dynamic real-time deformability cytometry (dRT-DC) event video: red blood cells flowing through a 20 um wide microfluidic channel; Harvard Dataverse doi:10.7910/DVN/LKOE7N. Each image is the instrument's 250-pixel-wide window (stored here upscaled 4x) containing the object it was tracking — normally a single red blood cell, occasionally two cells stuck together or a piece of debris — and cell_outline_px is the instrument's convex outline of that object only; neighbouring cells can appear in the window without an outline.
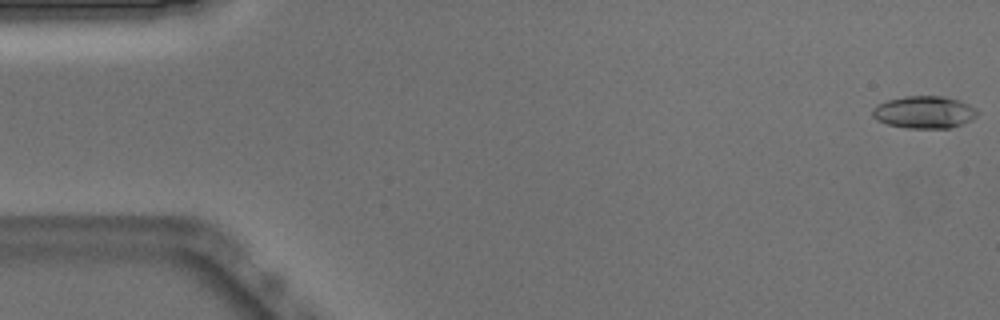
{"species": "Egyptian fruit bat (a non-hibernating species)", "species_latin": "Rousettus aegyptiacus", "temperature_condition": "warm", "stored_images_in_passage": 51, "camera_frame_rate_fps": 3000, "um_per_image_px": 0.085, "animal": {"sex": "male"}, "frame": {"image": 1, "passage_image": 1, "time_ms": 0.0, "image_size_px": [1000, 320], "cell_outline_px": [[980, 112], [972, 120], [948, 128], [908, 128], [888, 124], [876, 120], [872, 116], [872, 108], [876, 104], [888, 100], [904, 96], [944, 96], [960, 100], [976, 108]], "centroid_in_image_um": [78.56, 9.52], "position_along_channel_um": 6.4, "area_um2": 19.88}}
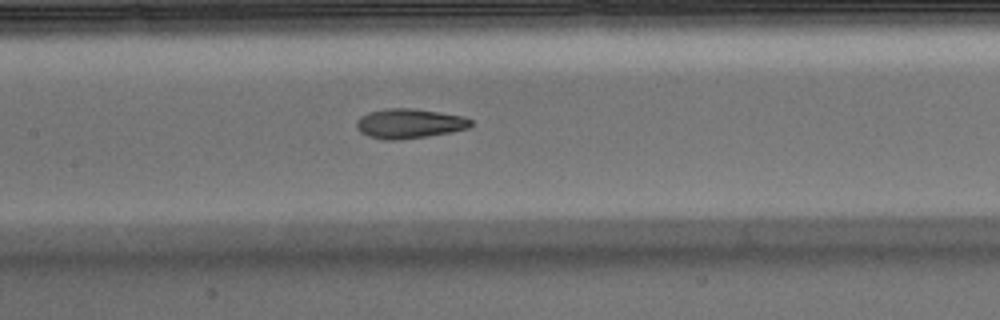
{"frame": {"image": 2, "passage_image": 24, "time_ms": 7.667, "image_size_px": [1000, 320], "cell_outline_px": [[472, 124], [468, 128], [428, 136], [400, 140], [384, 140], [368, 136], [360, 132], [356, 128], [356, 120], [360, 116], [368, 112], [388, 108], [412, 108], [440, 112], [464, 116], [472, 120]], "centroid_in_image_um": [34.76, 10.5], "position_along_channel_um": 172.6, "area_um2": 19.88}}
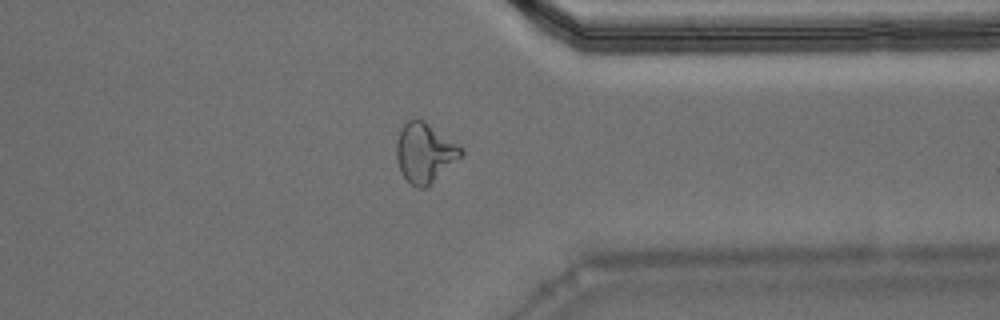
{"frame": {"image": 3, "passage_image": 40, "time_ms": 13.0, "image_size_px": [1000, 320], "cell_outline_px": [[464, 152], [460, 156], [424, 188], [416, 188], [400, 172], [396, 156], [396, 144], [400, 128], [408, 120], [416, 116], [424, 120], [464, 148]], "centroid_in_image_um": [36.06, 12.92], "position_along_channel_um": 375.3, "area_um2": 22.14}, "authors_computed_cell_mechanics": {"area_um2": 19.8832, "velocity_mm_per_s": 3.9037, "shape_relaxation_time_tau1_ms": 6.4407, "shape_relaxation_time_tau2_ms": 1.6648, "deformation_change_tau1": 0.2251, "deformation_change_tau2": 0.0869}}